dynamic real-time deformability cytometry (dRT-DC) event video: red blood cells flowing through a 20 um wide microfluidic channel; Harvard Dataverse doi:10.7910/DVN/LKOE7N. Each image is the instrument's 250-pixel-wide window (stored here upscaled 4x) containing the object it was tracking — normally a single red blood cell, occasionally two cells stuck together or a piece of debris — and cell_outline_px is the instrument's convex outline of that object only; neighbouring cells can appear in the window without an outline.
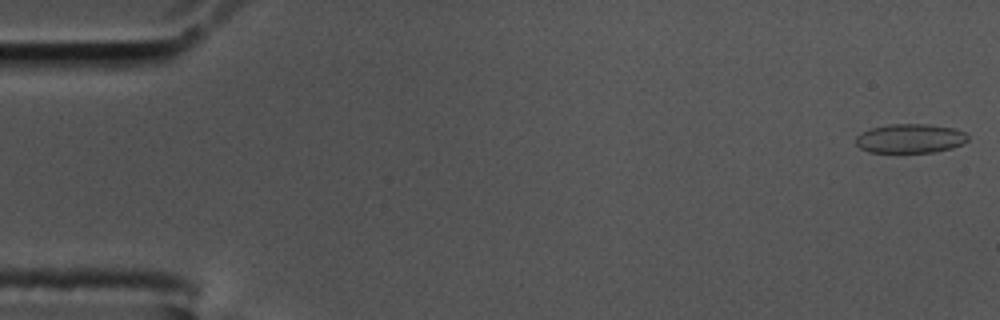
{"species": "common noctule bat (a hibernating species)", "species_latin": "Nyctalus noctula", "temperature_condition": "cold", "stored_images_in_passage": 58, "camera_frame_rate_fps": 3000, "um_per_image_px": 0.085, "animal": {"sex": "male", "body_mass_g": 17.5, "forearm_length_mm": 52.3}, "frame": {"image": 1, "passage_image": 1, "time_ms": 0.0, "image_size_px": [1000, 320], "cell_outline_px": [[968, 140], [952, 148], [936, 152], [868, 152], [860, 148], [856, 144], [856, 136], [860, 132], [872, 128], [888, 124], [928, 124], [952, 128], [964, 132], [968, 136]], "centroid_in_image_um": [77.33, 11.77], "position_along_channel_um": 7.7, "area_um2": 19.02}}
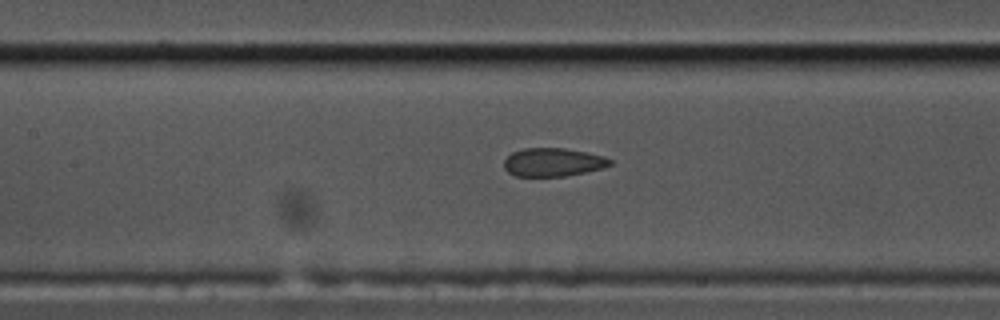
{"frame": {"image": 2, "passage_image": 26, "time_ms": 8.333, "image_size_px": [1000, 320], "cell_outline_px": [[612, 164], [604, 168], [564, 176], [516, 176], [508, 172], [504, 168], [504, 160], [512, 152], [524, 148], [564, 148], [588, 152], [604, 156], [612, 160]], "centroid_in_image_um": [47.02, 13.78], "position_along_channel_um": 160.4, "area_um2": 17.57}}
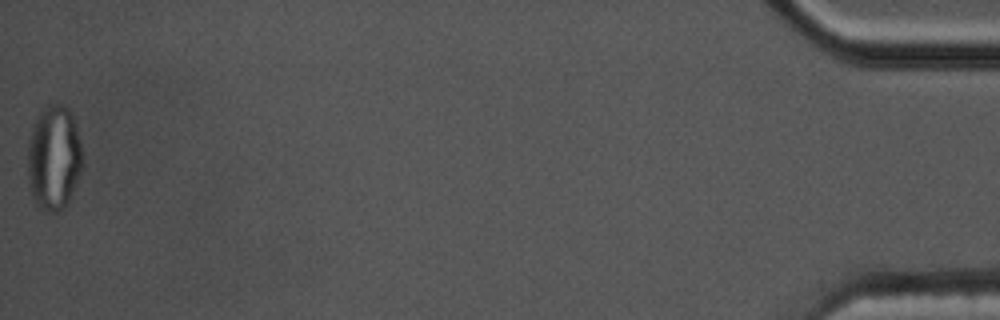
{"frame": {"image": 3, "passage_image": 58, "time_ms": 19.0, "image_size_px": [1000, 320], "cell_outline_px": [[84, 164], [68, 204], [56, 212], [44, 212], [36, 204], [32, 196], [28, 180], [28, 140], [32, 124], [36, 116], [48, 104], [56, 100], [64, 104], [68, 108], [76, 124], [84, 160]], "centroid_in_image_um": [4.59, 13.38], "position_along_channel_um": 430.6, "area_um2": 34.33}}